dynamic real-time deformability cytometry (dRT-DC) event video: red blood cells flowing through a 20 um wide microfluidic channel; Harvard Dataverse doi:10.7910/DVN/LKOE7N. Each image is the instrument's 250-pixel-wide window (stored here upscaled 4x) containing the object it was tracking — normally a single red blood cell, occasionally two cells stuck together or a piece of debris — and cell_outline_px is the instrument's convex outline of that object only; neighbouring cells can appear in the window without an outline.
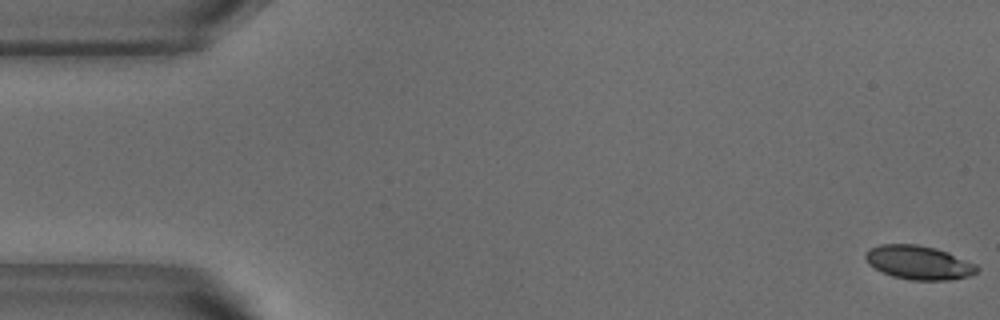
{"species": "common noctule bat (a hibernating species)", "species_latin": "Nyctalus noctula", "temperature_condition": "warm", "stored_images_in_passage": 14, "camera_frame_rate_fps": 3000, "um_per_image_px": 0.085, "animal": {"sex": "male", "body_mass_g": 18.8}, "frame": {"image": 1, "passage_image": 1, "time_ms": 0.0, "image_size_px": [1000, 320], "cell_outline_px": [[980, 268], [972, 276], [952, 280], [908, 280], [892, 276], [880, 272], [868, 264], [864, 260], [864, 252], [868, 248], [880, 244], [916, 244], [936, 248], [948, 252], [976, 264]], "centroid_in_image_um": [78.06, 22.32], "position_along_channel_um": 6.9, "area_um2": 22.48}}
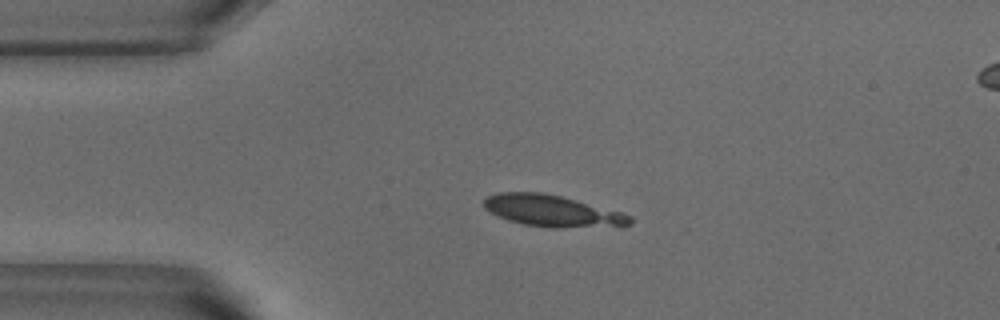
{"frame": {"image": 2, "passage_image": 12, "time_ms": 3.667, "image_size_px": [1000, 320], "cell_outline_px": [[632, 224], [620, 228], [552, 228], [524, 224], [508, 220], [496, 216], [484, 208], [484, 200], [488, 196], [496, 192], [544, 192], [624, 212], [632, 216]], "centroid_in_image_um": [47.05, 17.95], "position_along_channel_um": 38.0, "area_um2": 27.63}}